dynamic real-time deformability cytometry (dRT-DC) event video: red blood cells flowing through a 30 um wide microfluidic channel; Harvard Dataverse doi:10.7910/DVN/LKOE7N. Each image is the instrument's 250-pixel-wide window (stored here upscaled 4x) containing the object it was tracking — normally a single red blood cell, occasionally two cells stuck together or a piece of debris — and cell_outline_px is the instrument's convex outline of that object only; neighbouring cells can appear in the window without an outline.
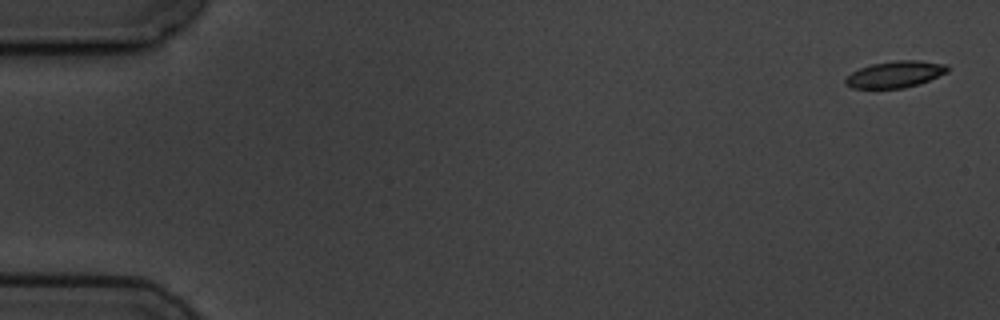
{"species": "common noctule bat (a hibernating species)", "species_latin": "Nyctalus noctula", "temperature_condition": "cold", "stored_images_in_passage": 6, "segment_of_instrument_passage": [1, 2], "camera_frame_rate_fps": 3000, "um_per_image_px": 0.085, "animal": {"sex": "male", "body_mass_g": 19.5, "forearm_length_mm": 54.6}, "frame": {"image": 1, "passage_image": 1, "time_ms": 0.0, "image_size_px": [1000, 320], "cell_outline_px": [[948, 72], [920, 84], [904, 88], [852, 88], [844, 84], [844, 80], [852, 72], [860, 68], [872, 64], [896, 60], [920, 60], [948, 64]], "centroid_in_image_um": [76.11, 6.31], "position_along_channel_um": 8.9, "area_um2": 15.9}}